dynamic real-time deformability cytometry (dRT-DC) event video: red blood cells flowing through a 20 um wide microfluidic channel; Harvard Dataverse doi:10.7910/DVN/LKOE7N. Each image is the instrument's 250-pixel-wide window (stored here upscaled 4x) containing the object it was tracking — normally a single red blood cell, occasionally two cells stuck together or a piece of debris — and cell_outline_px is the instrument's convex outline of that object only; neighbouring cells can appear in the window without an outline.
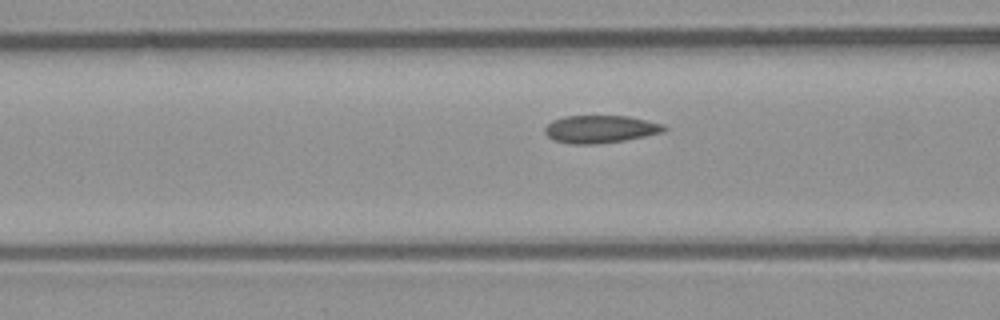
{"species": "common noctule bat (a hibernating species)", "species_latin": "Nyctalus noctula", "temperature_condition": "room temperature", "stored_images_in_passage": 17, "camera_frame_rate_fps": 3000, "um_per_image_px": 0.085, "animal": {"sex": "male", "body_mass_g": 23.1, "forearm_length_mm": 52.7}, "frame": {"image": 1, "passage_image": 15, "time_ms": 4.667, "image_size_px": [1000, 320], "cell_outline_px": [[668, 128], [664, 132], [624, 140], [596, 144], [572, 144], [552, 140], [544, 132], [544, 128], [552, 120], [564, 116], [628, 116], [664, 124]], "centroid_in_image_um": [51.02, 10.97], "position_along_channel_um": 115.6, "area_um2": 19.25}}